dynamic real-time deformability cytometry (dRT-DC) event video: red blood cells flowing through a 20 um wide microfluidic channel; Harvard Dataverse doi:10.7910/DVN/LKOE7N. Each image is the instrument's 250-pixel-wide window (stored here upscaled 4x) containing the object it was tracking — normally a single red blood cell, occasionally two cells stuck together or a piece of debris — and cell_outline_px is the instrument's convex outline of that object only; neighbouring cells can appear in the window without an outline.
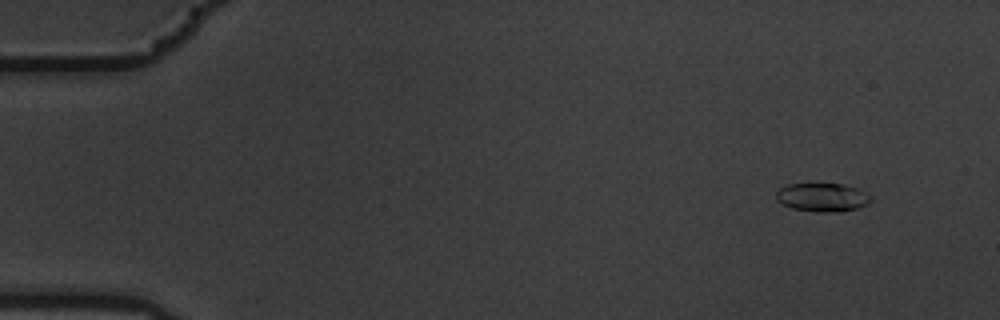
{"species": "common noctule bat (a hibernating species)", "species_latin": "Nyctalus noctula", "temperature_condition": "warm", "stored_images_in_passage": 5, "camera_frame_rate_fps": 3000, "um_per_image_px": 0.085, "animal": {"sex": "male", "body_mass_g": 19.5, "forearm_length_mm": 54.6}, "frame": {"image": 1, "passage_image": 1, "time_ms": 0.0, "image_size_px": [1000, 320], "cell_outline_px": [[872, 200], [868, 204], [856, 208], [836, 212], [816, 212], [792, 208], [776, 200], [776, 192], [780, 188], [788, 184], [840, 184], [856, 188], [868, 192], [872, 196]], "centroid_in_image_um": [69.93, 16.77], "position_along_channel_um": 15.1, "area_um2": 15.72}}